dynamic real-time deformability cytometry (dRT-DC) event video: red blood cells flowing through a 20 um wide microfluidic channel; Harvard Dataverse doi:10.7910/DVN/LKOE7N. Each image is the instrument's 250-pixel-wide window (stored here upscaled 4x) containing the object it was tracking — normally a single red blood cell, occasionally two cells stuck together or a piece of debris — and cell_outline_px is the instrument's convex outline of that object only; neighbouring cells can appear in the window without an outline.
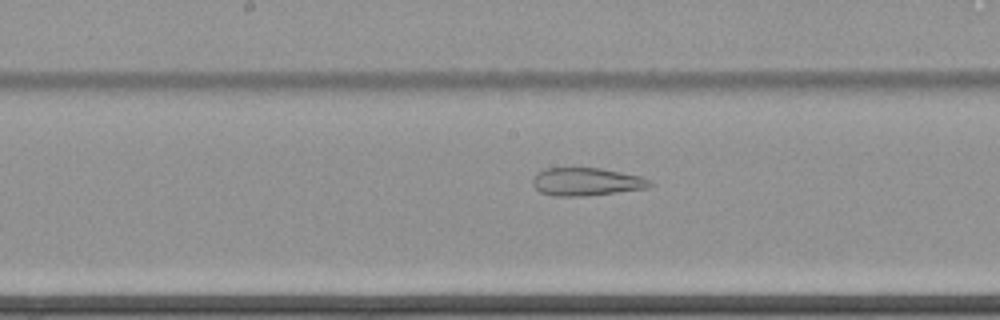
{"species": "common noctule bat (a hibernating species)", "species_latin": "Nyctalus noctula", "temperature_condition": "cold", "stored_images_in_passage": 62, "camera_frame_rate_fps": 3000, "um_per_image_px": 0.085, "animal": {"sex": "female", "body_mass_g": 22.7, "forearm_length_mm": 54.2}, "frame": {"image": 1, "passage_image": 34, "time_ms": 11.0, "image_size_px": [1000, 320], "cell_outline_px": [[652, 184], [648, 188], [584, 196], [552, 196], [540, 192], [532, 184], [532, 176], [536, 172], [544, 168], [600, 168], [640, 176], [652, 180]], "centroid_in_image_um": [49.8, 15.44], "position_along_channel_um": 198.4, "area_um2": 19.19}}
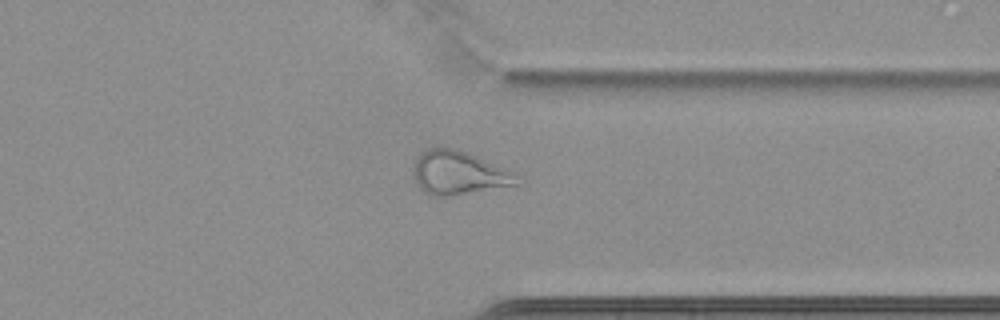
{"frame": {"image": 2, "passage_image": 49, "time_ms": 16.0, "image_size_px": [1000, 320], "cell_outline_px": [[520, 184], [448, 196], [432, 196], [424, 192], [420, 188], [416, 180], [416, 160], [428, 148], [456, 148], [516, 172], [520, 176]], "centroid_in_image_um": [39.07, 14.71], "position_along_channel_um": 372.3, "area_um2": 25.84}}
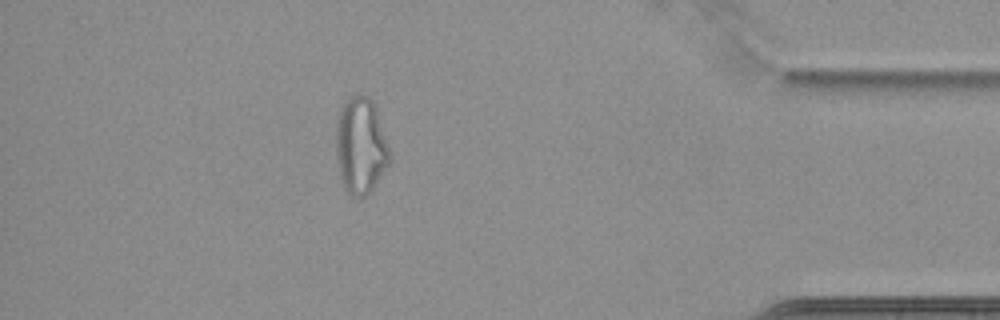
{"frame": {"image": 3, "passage_image": 55, "time_ms": 18.0, "image_size_px": [1000, 320], "cell_outline_px": [[392, 160], [372, 188], [364, 196], [352, 196], [344, 192], [336, 160], [336, 124], [340, 108], [348, 96], [360, 92], [368, 96], [376, 104], [392, 156]], "centroid_in_image_um": [30.66, 12.33], "position_along_channel_um": 404.5, "area_um2": 30.98}}